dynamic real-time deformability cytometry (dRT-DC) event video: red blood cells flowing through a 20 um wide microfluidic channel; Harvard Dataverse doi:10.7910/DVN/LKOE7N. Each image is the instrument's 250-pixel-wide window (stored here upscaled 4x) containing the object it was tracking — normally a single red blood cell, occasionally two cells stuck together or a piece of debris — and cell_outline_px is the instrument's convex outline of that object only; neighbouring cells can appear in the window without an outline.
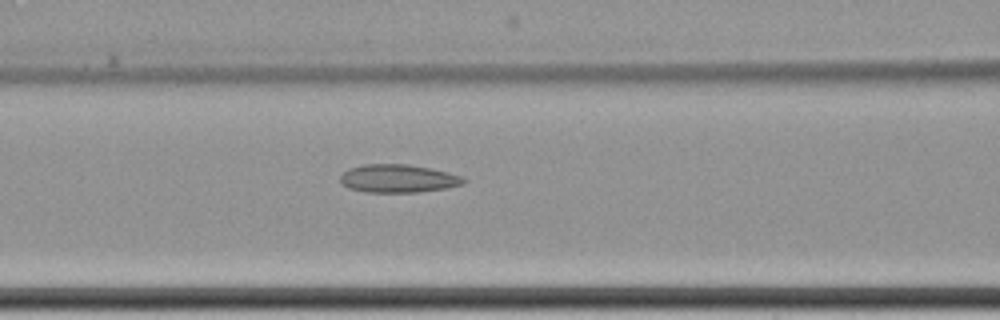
{"species": "common noctule bat (a hibernating species)", "species_latin": "Nyctalus noctula", "temperature_condition": "cold", "stored_images_in_passage": 8, "camera_frame_rate_fps": 3000, "um_per_image_px": 0.085, "animal": {"sex": "female", "body_mass_g": 22.7, "forearm_length_mm": 54.2}, "frame": {"image": 1, "passage_image": 8, "time_ms": 9.333, "image_size_px": [1000, 320], "cell_outline_px": [[468, 180], [464, 184], [448, 188], [420, 192], [368, 192], [348, 188], [340, 180], [340, 176], [348, 168], [364, 164], [408, 164], [448, 172], [464, 176]], "centroid_in_image_um": [33.89, 15.17], "position_along_channel_um": 132.7, "area_um2": 20.35}}